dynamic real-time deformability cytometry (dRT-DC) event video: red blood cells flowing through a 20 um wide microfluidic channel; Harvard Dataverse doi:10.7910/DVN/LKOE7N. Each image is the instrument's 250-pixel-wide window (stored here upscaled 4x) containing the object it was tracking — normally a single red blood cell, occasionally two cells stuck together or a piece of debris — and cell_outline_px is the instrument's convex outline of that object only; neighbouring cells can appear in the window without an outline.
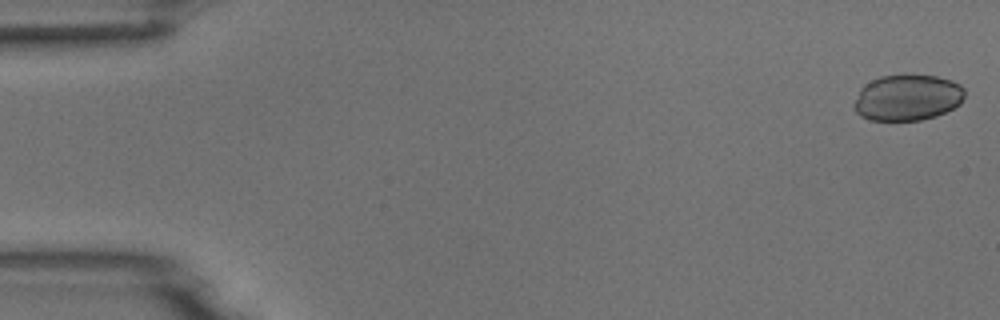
{"species": "common noctule bat (a hibernating species)", "species_latin": "Nyctalus noctula", "temperature_condition": "room temperature", "stored_images_in_passage": 5, "camera_frame_rate_fps": 3000, "um_per_image_px": 0.085, "animal": {"sex": "male", "body_mass_g": 18.8}, "frame": {"image": 1, "passage_image": 1, "time_ms": 0.0, "image_size_px": [1000, 320], "cell_outline_px": [[964, 96], [960, 104], [936, 116], [920, 120], [868, 120], [860, 116], [852, 108], [852, 104], [860, 88], [864, 84], [880, 76], [904, 72], [936, 76], [952, 80], [960, 84], [964, 88]], "centroid_in_image_um": [77.09, 8.26], "position_along_channel_um": 7.9, "area_um2": 30.52}}
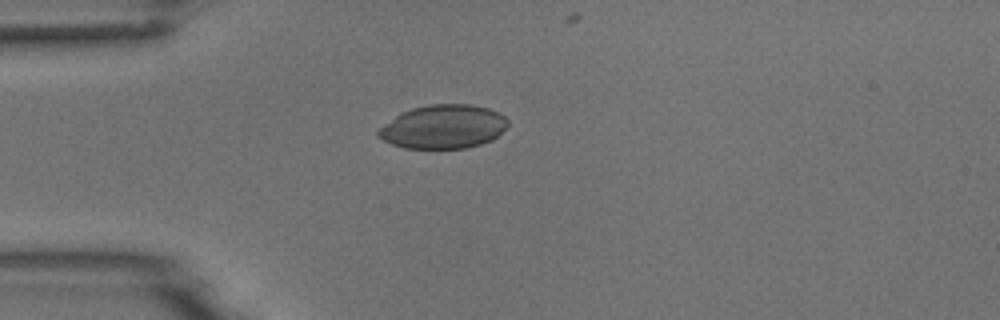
{"frame": {"image": 2, "passage_image": 4, "time_ms": 1.0, "image_size_px": [1000, 320], "cell_outline_px": [[508, 124], [492, 140], [480, 144], [464, 148], [404, 148], [392, 144], [376, 136], [376, 132], [384, 124], [400, 112], [412, 108], [432, 104], [472, 104], [488, 108], [504, 116], [508, 120]], "centroid_in_image_um": [37.65, 10.76], "position_along_channel_um": 47.4, "area_um2": 32.89}}